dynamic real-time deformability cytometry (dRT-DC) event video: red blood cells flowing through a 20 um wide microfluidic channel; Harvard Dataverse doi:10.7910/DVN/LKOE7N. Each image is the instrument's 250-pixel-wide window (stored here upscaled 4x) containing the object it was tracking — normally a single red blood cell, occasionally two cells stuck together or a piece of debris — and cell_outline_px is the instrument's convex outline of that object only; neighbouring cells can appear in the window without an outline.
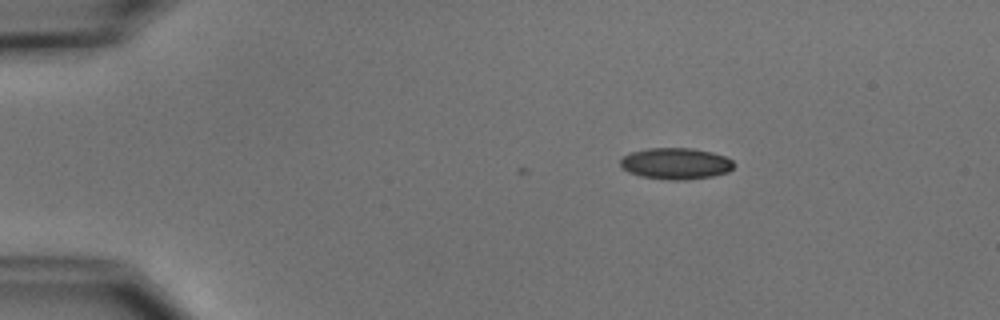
{"species": "common noctule bat (a hibernating species)", "species_latin": "Nyctalus noctula", "temperature_condition": "cold", "stored_images_in_passage": 2, "camera_frame_rate_fps": 3000, "um_per_image_px": 0.085, "animal": {"sex": "male", "body_mass_g": 15.6}, "frame": {"image": 1, "passage_image": 2, "time_ms": 0.333, "image_size_px": [1000, 320], "cell_outline_px": [[736, 164], [728, 172], [712, 176], [688, 180], [668, 180], [640, 176], [628, 172], [620, 164], [620, 160], [624, 156], [632, 152], [648, 148], [692, 148], [712, 152], [724, 156], [732, 160]], "centroid_in_image_um": [57.46, 13.91], "position_along_channel_um": 27.5, "area_um2": 20.81}}